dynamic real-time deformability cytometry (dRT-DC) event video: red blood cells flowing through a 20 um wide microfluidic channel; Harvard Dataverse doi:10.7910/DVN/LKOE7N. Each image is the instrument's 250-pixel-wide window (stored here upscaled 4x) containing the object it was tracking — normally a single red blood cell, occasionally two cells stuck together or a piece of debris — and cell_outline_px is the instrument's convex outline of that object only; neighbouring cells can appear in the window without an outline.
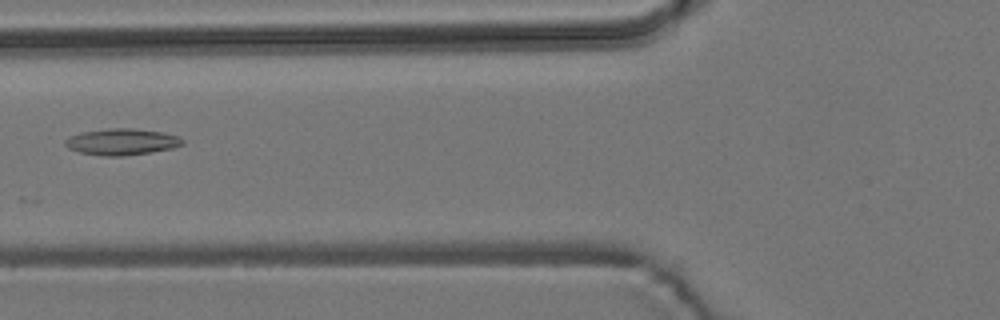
{"species": "common noctule bat (a hibernating species)", "species_latin": "Nyctalus noctula", "temperature_condition": "room temperature", "stored_images_in_passage": 6, "camera_frame_rate_fps": 3000, "um_per_image_px": 0.085, "animal": {"sex": "male", "body_mass_g": 19.2, "forearm_length_mm": 51.8}, "frame": {"image": 1, "passage_image": 6, "time_ms": 5.667, "image_size_px": [1000, 320], "cell_outline_px": [[184, 144], [172, 148], [152, 152], [124, 156], [104, 156], [80, 152], [68, 148], [64, 144], [64, 140], [68, 136], [84, 132], [108, 128], [132, 128], [164, 132], [176, 136], [184, 140]], "centroid_in_image_um": [10.34, 12.05], "position_along_channel_um": 115.5, "area_um2": 18.09}}